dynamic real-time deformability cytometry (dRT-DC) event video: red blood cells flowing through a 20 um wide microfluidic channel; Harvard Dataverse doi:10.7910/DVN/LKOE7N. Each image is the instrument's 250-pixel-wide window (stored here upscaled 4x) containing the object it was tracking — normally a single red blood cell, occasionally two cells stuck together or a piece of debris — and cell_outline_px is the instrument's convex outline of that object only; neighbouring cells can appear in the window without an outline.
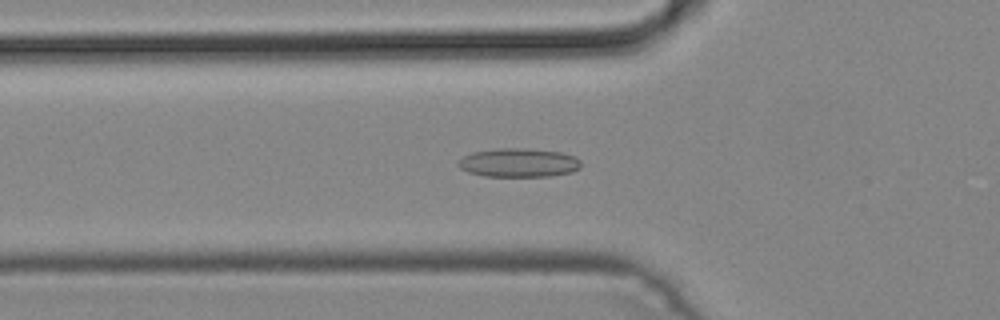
{"species": "common noctule bat (a hibernating species)", "species_latin": "Nyctalus noctula", "temperature_condition": "cold", "stored_images_in_passage": 49, "camera_frame_rate_fps": 3000, "um_per_image_px": 0.085, "animal": {"sex": "male", "body_mass_g": 19.2, "forearm_length_mm": 51.8}, "frame": {"image": 1, "passage_image": 17, "time_ms": 5.333, "image_size_px": [1000, 320], "cell_outline_px": [[580, 168], [572, 172], [548, 176], [484, 176], [468, 172], [460, 168], [456, 164], [464, 156], [472, 152], [496, 148], [528, 148], [560, 152], [576, 156], [580, 160]], "centroid_in_image_um": [44.09, 13.82], "position_along_channel_um": 81.7, "area_um2": 20.69}}
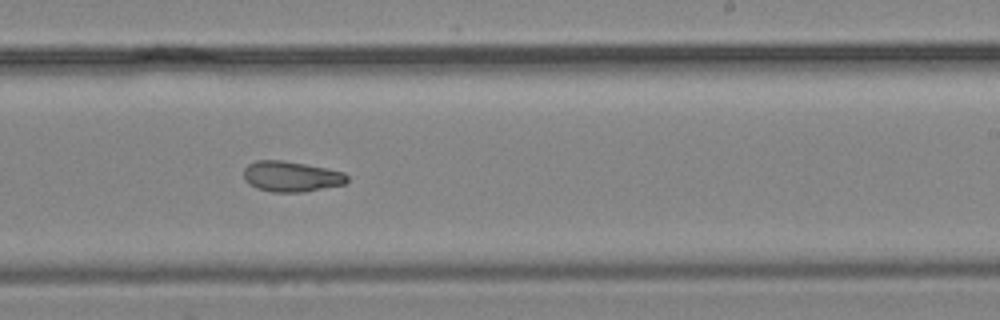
{"frame": {"image": 2, "passage_image": 30, "time_ms": 9.667, "image_size_px": [1000, 320], "cell_outline_px": [[348, 180], [344, 184], [304, 192], [272, 192], [256, 188], [248, 184], [244, 180], [244, 168], [248, 164], [256, 160], [284, 160], [344, 172], [348, 176]], "centroid_in_image_um": [24.72, 15.0], "position_along_channel_um": 264.3, "area_um2": 18.44}}
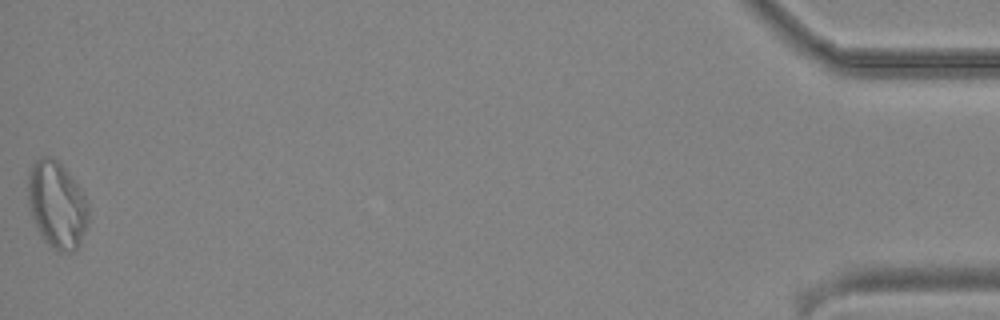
{"frame": {"image": 3, "passage_image": 49, "time_ms": 16.0, "image_size_px": [1000, 320], "cell_outline_px": [[88, 220], [80, 240], [76, 248], [72, 252], [60, 252], [48, 244], [40, 236], [36, 228], [28, 208], [28, 172], [32, 164], [40, 156], [52, 156], [64, 168], [76, 184], [84, 196], [88, 204]], "centroid_in_image_um": [4.79, 17.4], "position_along_channel_um": 430.4, "area_um2": 30.4}}